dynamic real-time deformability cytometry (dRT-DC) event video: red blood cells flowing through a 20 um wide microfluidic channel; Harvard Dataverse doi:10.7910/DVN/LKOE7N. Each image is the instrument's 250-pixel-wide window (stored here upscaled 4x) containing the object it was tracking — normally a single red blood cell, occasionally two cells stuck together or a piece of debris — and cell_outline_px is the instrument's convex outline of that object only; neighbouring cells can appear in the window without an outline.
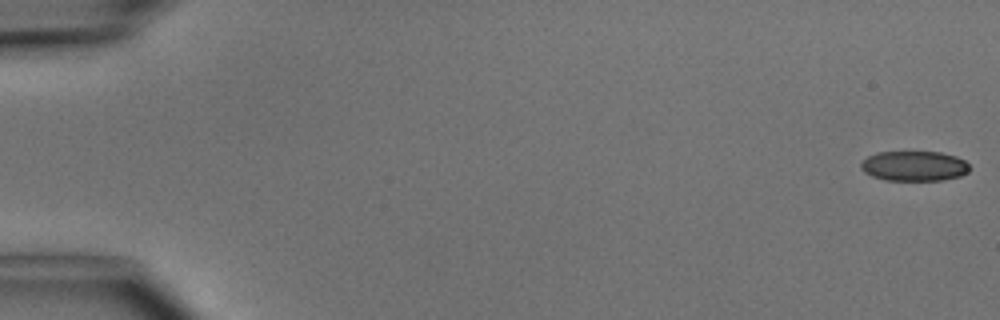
{"species": "common noctule bat (a hibernating species)", "species_latin": "Nyctalus noctula", "temperature_condition": "cold", "stored_images_in_passage": 4, "camera_frame_rate_fps": 3000, "um_per_image_px": 0.085, "animal": {"sex": "male", "body_mass_g": 15.6}, "frame": {"image": 1, "passage_image": 1, "time_ms": 0.0, "image_size_px": [1000, 320], "cell_outline_px": [[968, 172], [960, 176], [944, 180], [888, 180], [872, 176], [864, 172], [860, 168], [860, 164], [868, 156], [876, 152], [940, 152], [956, 156], [964, 160], [968, 164]], "centroid_in_image_um": [77.7, 14.11], "position_along_channel_um": 7.3, "area_um2": 18.96}}